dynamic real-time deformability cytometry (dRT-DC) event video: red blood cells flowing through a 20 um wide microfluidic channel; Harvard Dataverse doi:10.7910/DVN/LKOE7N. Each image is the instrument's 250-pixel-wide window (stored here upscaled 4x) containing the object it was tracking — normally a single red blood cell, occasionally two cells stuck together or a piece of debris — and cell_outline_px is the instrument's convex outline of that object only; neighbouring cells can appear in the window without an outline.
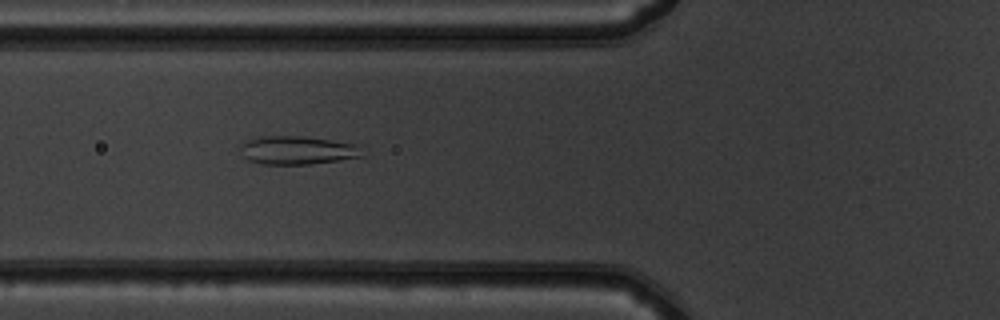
{"species": "common noctule bat (a hibernating species)", "species_latin": "Nyctalus noctula", "temperature_condition": "warm", "stored_images_in_passage": 37, "camera_frame_rate_fps": 3000, "um_per_image_px": 0.085, "animal": {"sex": "male", "body_mass_g": 19.5, "forearm_length_mm": 54.6}, "frame": {"image": 1, "passage_image": 5, "time_ms": 1.333, "image_size_px": [1000, 320], "cell_outline_px": [[364, 156], [312, 164], [264, 164], [248, 160], [244, 156], [240, 148], [248, 140], [260, 136], [300, 136], [364, 144]], "centroid_in_image_um": [25.4, 12.76], "position_along_channel_um": 100.4, "area_um2": 20.35}}
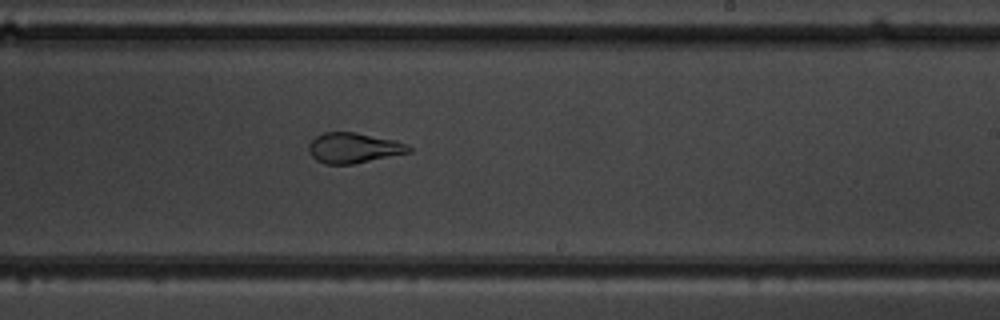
{"frame": {"image": 2, "passage_image": 17, "time_ms": 5.333, "image_size_px": [1000, 320], "cell_outline_px": [[412, 152], [352, 164], [324, 164], [316, 160], [308, 152], [308, 144], [316, 136], [324, 132], [356, 132], [396, 140], [408, 144], [412, 148]], "centroid_in_image_um": [30.07, 12.57], "position_along_channel_um": 258.9, "area_um2": 17.86}}
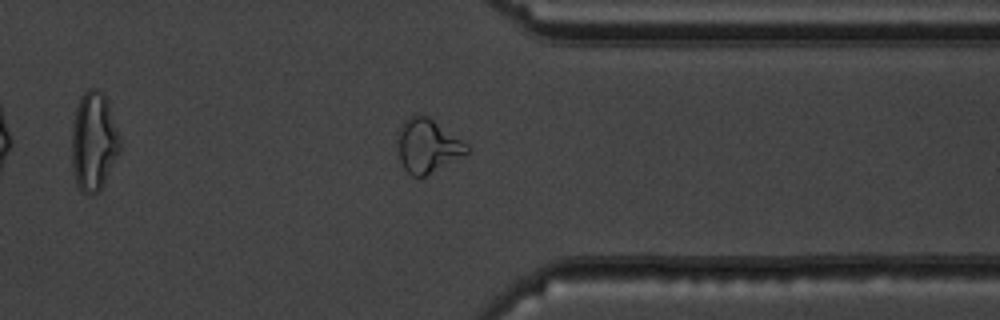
{"frame": {"image": 3, "passage_image": 26, "time_ms": 8.333, "image_size_px": [1000, 320], "cell_outline_px": [[468, 152], [424, 176], [412, 176], [404, 168], [400, 160], [396, 140], [396, 136], [404, 120], [412, 116], [428, 116], [468, 144]], "centroid_in_image_um": [36.3, 12.38], "position_along_channel_um": 375.1, "area_um2": 21.21}}